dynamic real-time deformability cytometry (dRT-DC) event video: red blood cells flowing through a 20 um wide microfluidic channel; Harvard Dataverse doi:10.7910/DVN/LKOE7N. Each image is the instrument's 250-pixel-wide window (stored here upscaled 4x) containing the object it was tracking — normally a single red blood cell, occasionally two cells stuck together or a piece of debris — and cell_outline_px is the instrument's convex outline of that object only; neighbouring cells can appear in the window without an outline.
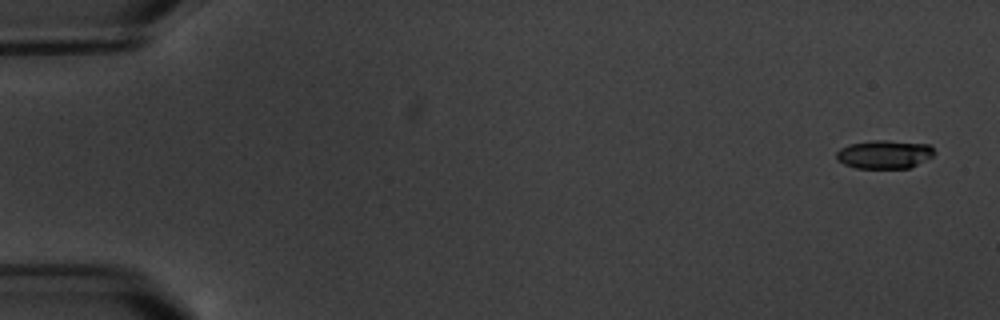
{"species": "common noctule bat (a hibernating species)", "species_latin": "Nyctalus noctula", "temperature_condition": "warm", "stored_images_in_passage": 6, "camera_frame_rate_fps": 3000, "um_per_image_px": 0.085, "animal": {"sex": "male", "body_mass_g": 20.1, "forearm_length_mm": 53.5}, "frame": {"image": 1, "passage_image": 1, "time_ms": 0.0, "image_size_px": [1000, 320], "cell_outline_px": [[936, 152], [932, 156], [908, 168], [856, 168], [844, 164], [836, 160], [836, 152], [840, 148], [848, 144], [872, 140], [884, 140], [928, 144]], "centroid_in_image_um": [75.12, 13.11], "position_along_channel_um": 9.9, "area_um2": 16.18}}
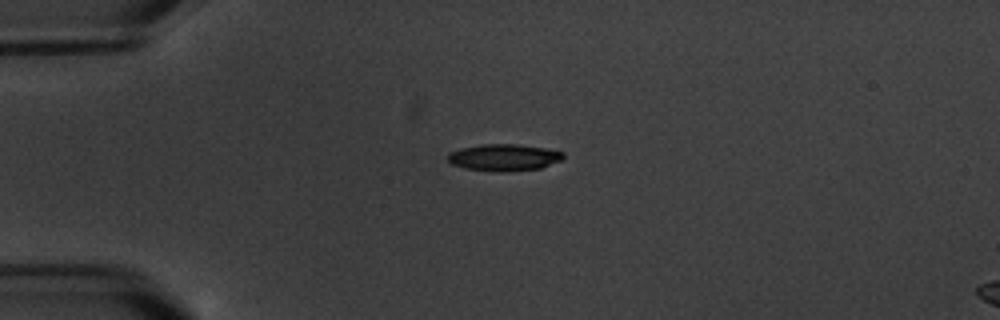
{"frame": {"image": 2, "passage_image": 4, "time_ms": 4.333, "image_size_px": [1000, 320], "cell_outline_px": [[564, 156], [560, 160], [540, 168], [504, 172], [500, 172], [464, 168], [452, 164], [444, 156], [448, 152], [460, 148], [480, 144], [516, 144], [544, 148], [564, 152]], "centroid_in_image_um": [42.77, 13.37], "position_along_channel_um": 42.2, "area_um2": 18.09}}